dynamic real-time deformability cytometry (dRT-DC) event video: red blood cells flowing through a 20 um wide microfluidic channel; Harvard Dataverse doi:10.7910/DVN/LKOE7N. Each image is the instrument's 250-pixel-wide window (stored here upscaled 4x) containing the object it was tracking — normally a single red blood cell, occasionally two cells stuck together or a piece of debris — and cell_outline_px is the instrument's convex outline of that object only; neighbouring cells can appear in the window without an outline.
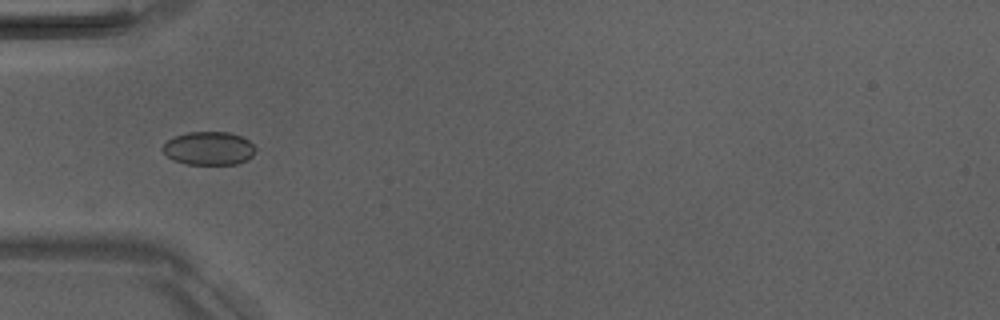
{"species": "Egyptian fruit bat (a non-hibernating species)", "species_latin": "Rousettus aegyptiacus", "temperature_condition": "room temperature", "stored_images_in_passage": 6, "camera_frame_rate_fps": 3000, "um_per_image_px": 0.085, "animal": {"sex": "male"}, "frame": {"image": 1, "passage_image": 4, "time_ms": 4.667, "image_size_px": [1000, 320], "cell_outline_px": [[256, 148], [252, 156], [248, 160], [236, 164], [188, 164], [172, 160], [160, 148], [168, 140], [176, 136], [188, 132], [228, 132], [240, 136], [248, 140]], "centroid_in_image_um": [17.75, 12.61], "position_along_channel_um": 67.2, "area_um2": 17.98}}
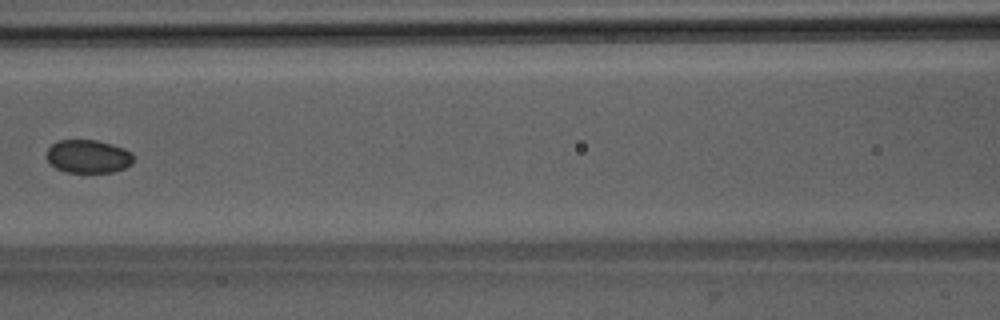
{"frame": {"image": 2, "passage_image": 6, "time_ms": 7.0, "image_size_px": [1000, 320], "cell_outline_px": [[132, 164], [124, 168], [112, 172], [64, 172], [56, 168], [48, 160], [48, 148], [52, 144], [60, 140], [96, 140], [112, 144], [124, 148], [132, 152]], "centroid_in_image_um": [7.51, 13.29], "position_along_channel_um": 159.1, "area_um2": 16.7}}